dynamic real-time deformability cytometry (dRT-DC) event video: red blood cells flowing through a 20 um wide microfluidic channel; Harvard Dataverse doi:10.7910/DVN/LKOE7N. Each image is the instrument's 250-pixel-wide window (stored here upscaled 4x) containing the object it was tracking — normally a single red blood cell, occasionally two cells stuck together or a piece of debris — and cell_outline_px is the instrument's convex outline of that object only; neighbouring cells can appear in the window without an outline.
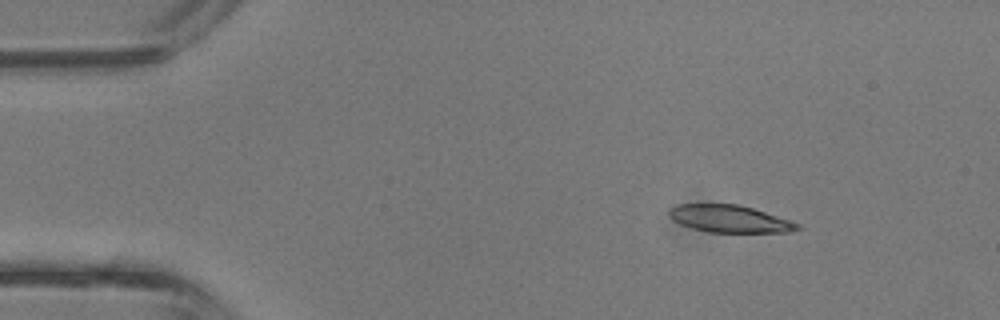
{"species": "common noctule bat (a hibernating species)", "species_latin": "Nyctalus noctula", "temperature_condition": "room temperature", "stored_images_in_passage": 41, "camera_frame_rate_fps": 3000, "um_per_image_px": 0.085, "animal": {"sex": "male", "body_mass_g": 13.3}, "frame": {"image": 1, "passage_image": 5, "time_ms": 1.333, "image_size_px": [1000, 320], "cell_outline_px": [[800, 228], [788, 232], [708, 232], [692, 228], [680, 224], [672, 220], [668, 216], [668, 212], [676, 204], [740, 204], [800, 224]], "centroid_in_image_um": [61.96, 18.6], "position_along_channel_um": 23.0, "area_um2": 20.23}}
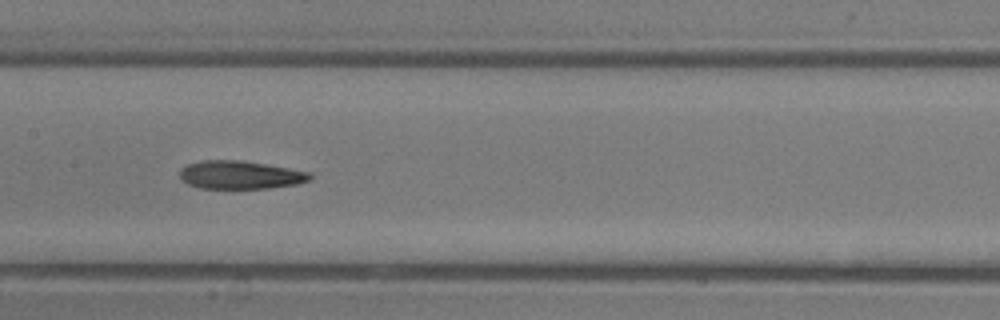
{"frame": {"image": 2, "passage_image": 20, "time_ms": 6.333, "image_size_px": [1000, 320], "cell_outline_px": [[312, 180], [296, 184], [268, 188], [200, 188], [188, 184], [180, 180], [180, 168], [188, 164], [200, 160], [240, 160], [312, 172]], "centroid_in_image_um": [20.41, 14.86], "position_along_channel_um": 187.0, "area_um2": 21.44}}
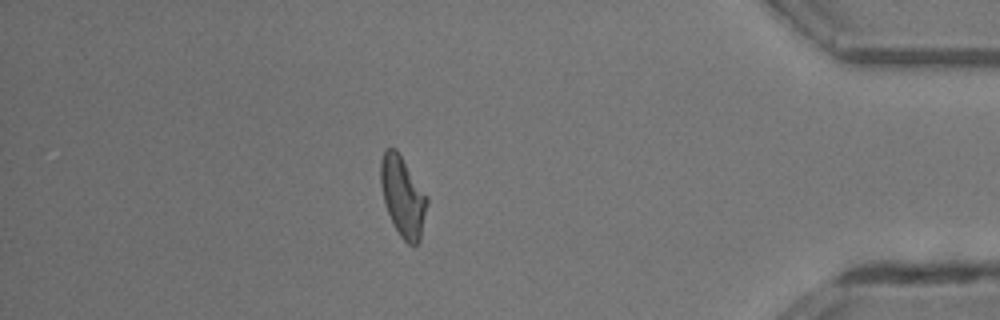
{"frame": {"image": 3, "passage_image": 36, "time_ms": 11.667, "image_size_px": [1000, 320], "cell_outline_px": [[428, 200], [420, 240], [412, 248], [400, 236], [388, 212], [384, 200], [380, 184], [380, 160], [384, 148], [396, 148], [428, 196]], "centroid_in_image_um": [34.24, 16.67], "position_along_channel_um": 401.0, "area_um2": 21.68}, "authors_computed_cell_mechanics": {"area_um2": 21.5594, "velocity_mm_per_s": 4.8214, "shape_relaxation_time_tau1_ms": null, "shape_relaxation_time_tau2_ms": 7.7052, "deformation_change_tau1": null, "deformation_change_tau2": 0.2327}}